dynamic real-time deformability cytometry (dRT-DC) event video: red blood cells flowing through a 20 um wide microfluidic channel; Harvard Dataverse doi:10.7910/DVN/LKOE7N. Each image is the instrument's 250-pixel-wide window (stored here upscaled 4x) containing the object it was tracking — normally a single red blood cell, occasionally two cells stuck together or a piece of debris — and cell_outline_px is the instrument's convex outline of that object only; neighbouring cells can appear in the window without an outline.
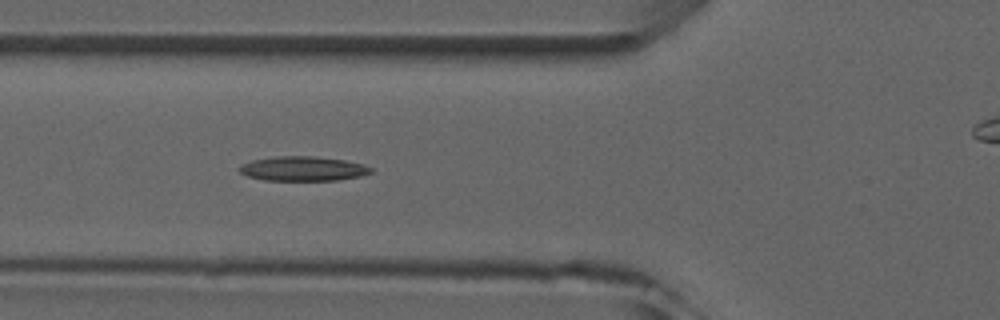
{"species": "common noctule bat (a hibernating species)", "species_latin": "Nyctalus noctula", "temperature_condition": "room temperature", "stored_images_in_passage": 4, "camera_frame_rate_fps": 3000, "um_per_image_px": 0.085, "animal": {"sex": "male", "forearm_length_mm": 52.5}, "frame": {"image": 1, "passage_image": 3, "time_ms": 2.0, "image_size_px": [1000, 320], "cell_outline_px": [[372, 172], [360, 176], [336, 180], [264, 180], [248, 176], [240, 172], [240, 164], [252, 160], [276, 156], [312, 156], [344, 160], [364, 164], [372, 168]], "centroid_in_image_um": [25.75, 14.33], "position_along_channel_um": 100.1, "area_um2": 18.67}}